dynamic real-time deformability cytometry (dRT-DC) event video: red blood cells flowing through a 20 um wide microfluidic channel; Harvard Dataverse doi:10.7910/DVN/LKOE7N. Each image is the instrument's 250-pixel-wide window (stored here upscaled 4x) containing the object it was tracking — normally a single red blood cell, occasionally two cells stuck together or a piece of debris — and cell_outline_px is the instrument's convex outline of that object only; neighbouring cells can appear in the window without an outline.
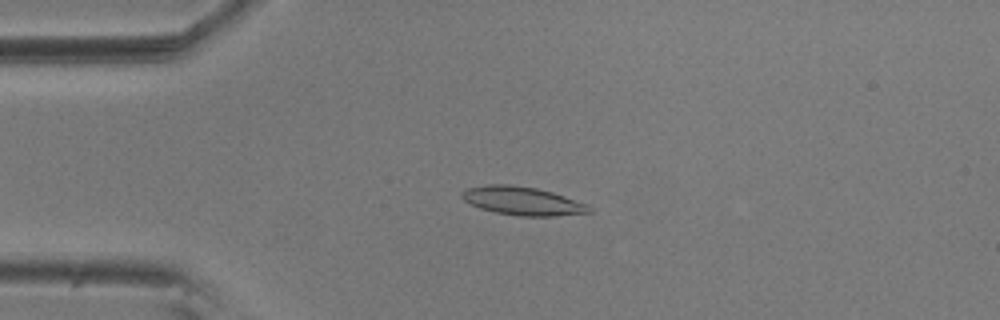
{"species": "common noctule bat (a hibernating species)", "species_latin": "Nyctalus noctula", "temperature_condition": "room temperature", "stored_images_in_passage": 55, "camera_frame_rate_fps": 3000, "um_per_image_px": 0.085, "animal": {"sex": "male", "body_mass_g": 20.5, "forearm_length_mm": 52.5}, "frame": {"image": 1, "passage_image": 12, "time_ms": 3.667, "image_size_px": [1000, 320], "cell_outline_px": [[592, 212], [552, 216], [520, 216], [496, 212], [480, 208], [464, 200], [460, 196], [460, 192], [468, 188], [488, 184], [508, 184], [536, 188], [552, 192], [588, 204], [592, 208]], "centroid_in_image_um": [44.41, 17.07], "position_along_channel_um": 40.6, "area_um2": 20.98}}
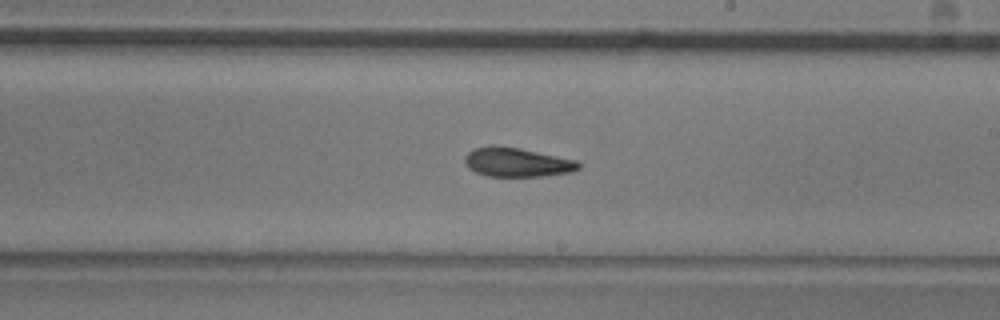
{"frame": {"image": 2, "passage_image": 31, "time_ms": 10.0, "image_size_px": [1000, 320], "cell_outline_px": [[580, 168], [572, 172], [544, 176], [488, 176], [476, 172], [468, 168], [464, 164], [464, 156], [472, 148], [492, 144], [496, 144], [520, 148], [576, 160], [580, 164]], "centroid_in_image_um": [43.89, 13.77], "position_along_channel_um": 245.1, "area_um2": 19.59}}
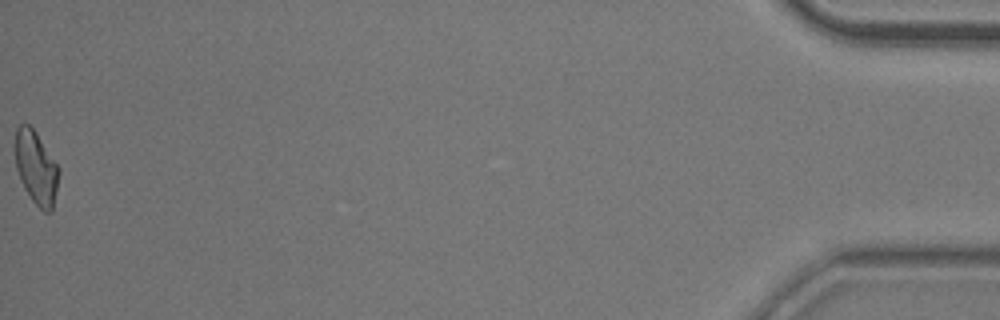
{"frame": {"image": 3, "passage_image": 55, "time_ms": 18.0, "image_size_px": [1000, 320], "cell_outline_px": [[60, 172], [52, 212], [44, 212], [32, 200], [24, 188], [20, 180], [16, 168], [12, 144], [16, 128], [20, 124], [28, 124], [36, 132], [60, 168]], "centroid_in_image_um": [3.03, 14.22], "position_along_channel_um": 432.2, "area_um2": 19.13}, "authors_computed_cell_mechanics": {"area_um2": 19.5364, "velocity_mm_per_s": 3.6043, "shape_relaxation_time_tau1_ms": 4.8415, "shape_relaxation_time_tau2_ms": 6.8296, "deformation_change_tau1": 0.1473, "deformation_change_tau2": 0.135}}